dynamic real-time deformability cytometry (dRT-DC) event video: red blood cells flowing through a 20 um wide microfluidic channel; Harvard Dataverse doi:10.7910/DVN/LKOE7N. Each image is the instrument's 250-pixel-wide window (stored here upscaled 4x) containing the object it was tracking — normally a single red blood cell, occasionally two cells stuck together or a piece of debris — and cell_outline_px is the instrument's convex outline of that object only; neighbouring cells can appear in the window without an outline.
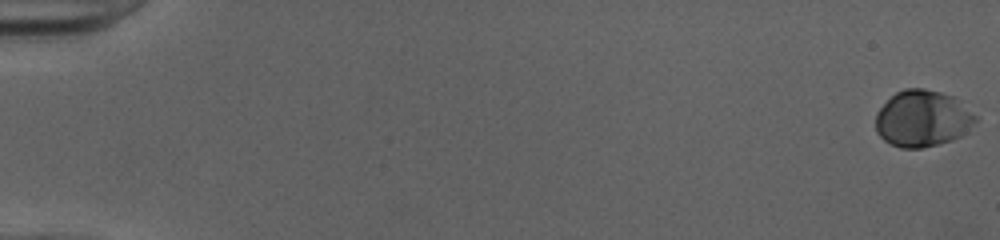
{"species": "human", "species_latin": "Homo sapiens", "temperature_condition": "cold", "stored_images_in_passage": 53, "camera_frame_rate_fps": 3000, "um_per_image_px": 0.085, "donor": {"sex": "female"}, "frame": {"image": 1, "passage_image": 1, "time_ms": 0.0, "image_size_px": [1000, 240], "cell_outline_px": [[976, 120], [968, 132], [952, 140], [920, 148], [900, 148], [884, 140], [876, 132], [876, 112], [896, 92], [904, 88], [924, 88], [940, 92], [952, 96], [960, 100], [976, 116]], "centroid_in_image_um": [78.42, 10.07], "position_along_channel_um": 6.6, "area_um2": 32.83}}
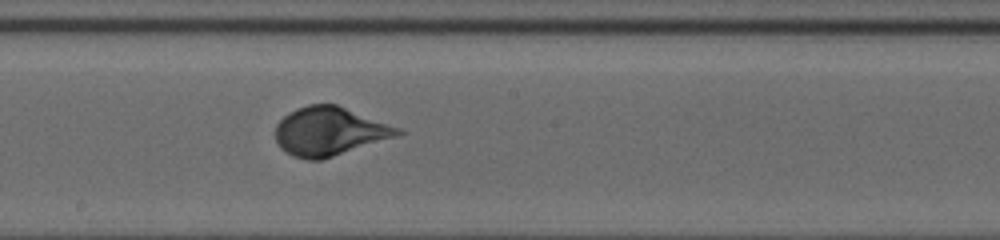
{"frame": {"image": 2, "passage_image": 31, "time_ms": 10.0, "image_size_px": [1000, 240], "cell_outline_px": [[404, 132], [396, 136], [320, 160], [308, 160], [292, 156], [280, 148], [276, 140], [276, 124], [288, 112], [296, 108], [308, 104], [336, 104], [400, 128]], "centroid_in_image_um": [27.95, 11.16], "position_along_channel_um": 220.2, "area_um2": 34.28}}
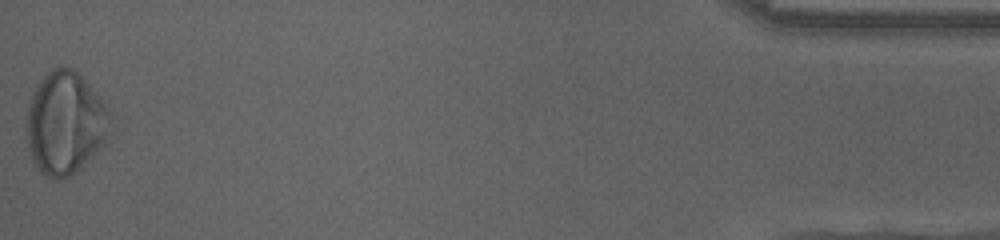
{"frame": {"image": 3, "passage_image": 53, "time_ms": 17.333, "image_size_px": [1000, 240], "cell_outline_px": [[112, 116], [104, 144], [72, 176], [60, 180], [56, 180], [44, 176], [40, 172], [32, 160], [24, 128], [28, 104], [32, 92], [44, 76], [52, 68], [72, 68], [80, 72], [100, 96], [108, 108]], "centroid_in_image_um": [5.52, 10.47], "position_along_channel_um": 429.7, "area_um2": 50.75}, "authors_computed_cell_mechanics": {"area_um2": 33.6396, "velocity_mm_per_s": 4.0116, "shape_relaxation_time_tau1_ms": 4.2474, "shape_relaxation_time_tau2_ms": null, "deformation_change_tau1": 0.1858, "deformation_change_tau2": null}}